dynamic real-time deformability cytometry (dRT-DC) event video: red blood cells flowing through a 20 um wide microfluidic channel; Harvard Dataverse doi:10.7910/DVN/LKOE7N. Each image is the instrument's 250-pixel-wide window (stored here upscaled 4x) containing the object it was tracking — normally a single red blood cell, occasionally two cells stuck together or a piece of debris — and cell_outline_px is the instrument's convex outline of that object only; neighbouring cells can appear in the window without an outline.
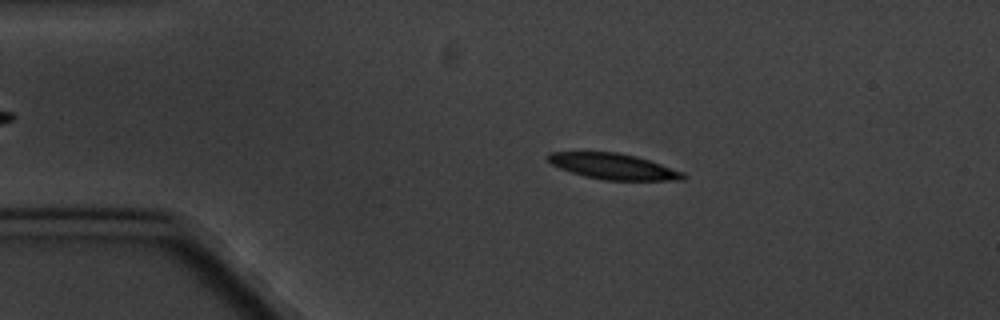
{"species": "common noctule bat (a hibernating species)", "species_latin": "Nyctalus noctula", "temperature_condition": "cold", "stored_images_in_passage": 8, "camera_frame_rate_fps": 3000, "um_per_image_px": 0.085, "animal": {"sex": "male", "body_mass_g": 20.1, "forearm_length_mm": 53.5}, "frame": {"image": 1, "passage_image": 3, "time_ms": 2.0, "image_size_px": [1000, 320], "cell_outline_px": [[688, 176], [684, 180], [604, 180], [584, 176], [560, 168], [552, 164], [548, 160], [548, 152], [616, 152], [636, 156], [684, 172]], "centroid_in_image_um": [52.16, 14.15], "position_along_channel_um": 32.8, "area_um2": 20.17}}
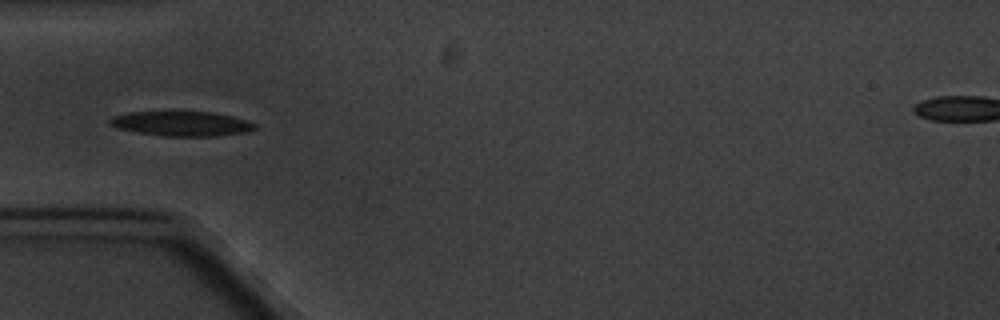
{"frame": {"image": 2, "passage_image": 5, "time_ms": 4.333, "image_size_px": [1000, 320], "cell_outline_px": [[256, 128], [248, 132], [216, 136], [164, 136], [136, 132], [116, 128], [108, 124], [108, 120], [112, 116], [128, 112], [212, 112], [232, 116], [256, 124]], "centroid_in_image_um": [15.39, 10.51], "position_along_channel_um": 69.6, "area_um2": 20.92}}